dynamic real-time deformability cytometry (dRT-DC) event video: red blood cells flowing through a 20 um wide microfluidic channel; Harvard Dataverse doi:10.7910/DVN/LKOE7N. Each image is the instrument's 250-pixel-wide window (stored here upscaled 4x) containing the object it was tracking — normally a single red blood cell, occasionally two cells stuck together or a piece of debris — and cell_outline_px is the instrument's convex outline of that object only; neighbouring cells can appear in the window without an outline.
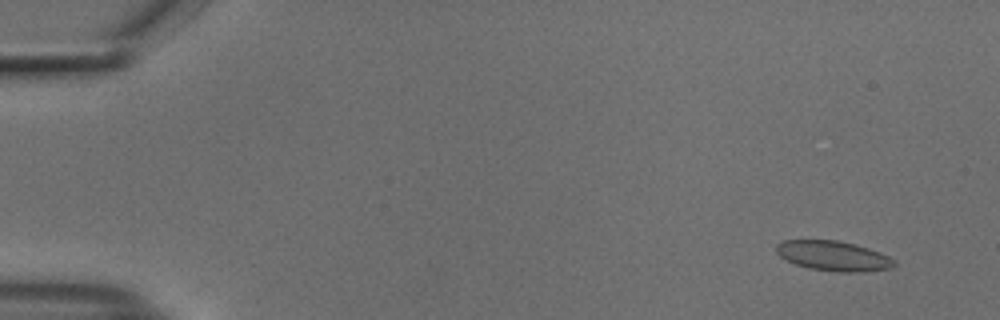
{"species": "common noctule bat (a hibernating species)", "species_latin": "Nyctalus noctula", "temperature_condition": "cold", "stored_images_in_passage": 20, "camera_frame_rate_fps": 3000, "um_per_image_px": 0.085, "animal": {"sex": "male", "body_mass_g": 18.8}, "frame": {"image": 1, "passage_image": 3, "time_ms": 0.667, "image_size_px": [1000, 320], "cell_outline_px": [[896, 264], [888, 268], [856, 272], [840, 272], [808, 268], [796, 264], [780, 256], [776, 252], [776, 244], [780, 240], [836, 240], [856, 244], [880, 252], [896, 260]], "centroid_in_image_um": [70.81, 21.73], "position_along_channel_um": 14.2, "area_um2": 20.46}}
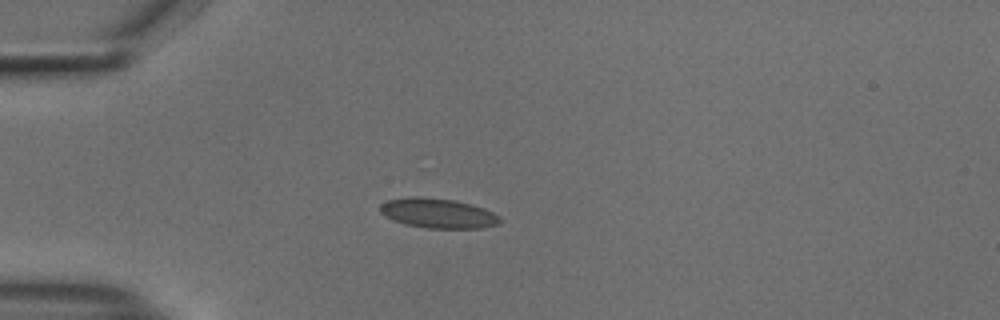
{"frame": {"image": 2, "passage_image": 14, "time_ms": 4.333, "image_size_px": [1000, 320], "cell_outline_px": [[500, 224], [484, 228], [428, 228], [404, 224], [392, 220], [384, 216], [380, 212], [380, 204], [388, 200], [408, 196], [420, 196], [456, 200], [472, 204], [484, 208], [500, 216]], "centroid_in_image_um": [37.22, 18.12], "position_along_channel_um": 47.8, "area_um2": 21.1}}
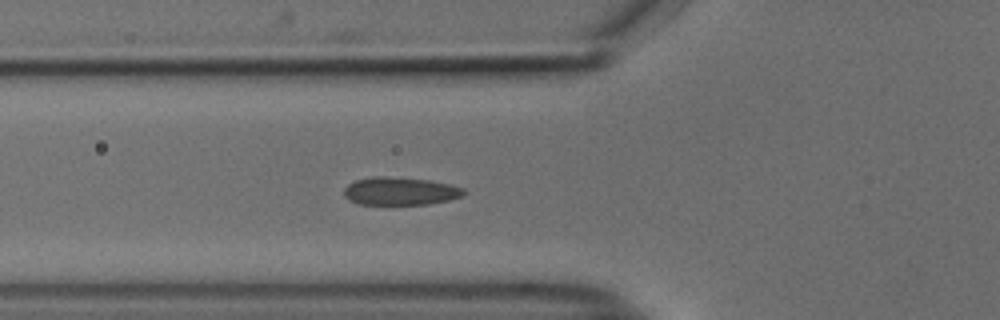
{"frame": {"image": 3, "passage_image": 19, "time_ms": 6.0, "image_size_px": [1000, 320], "cell_outline_px": [[468, 192], [464, 196], [448, 200], [428, 204], [360, 204], [344, 196], [344, 188], [348, 184], [356, 180], [372, 176], [384, 176], [428, 180], [448, 184], [464, 188]], "centroid_in_image_um": [34.05, 16.24], "position_along_channel_um": 91.8, "area_um2": 19.42}}